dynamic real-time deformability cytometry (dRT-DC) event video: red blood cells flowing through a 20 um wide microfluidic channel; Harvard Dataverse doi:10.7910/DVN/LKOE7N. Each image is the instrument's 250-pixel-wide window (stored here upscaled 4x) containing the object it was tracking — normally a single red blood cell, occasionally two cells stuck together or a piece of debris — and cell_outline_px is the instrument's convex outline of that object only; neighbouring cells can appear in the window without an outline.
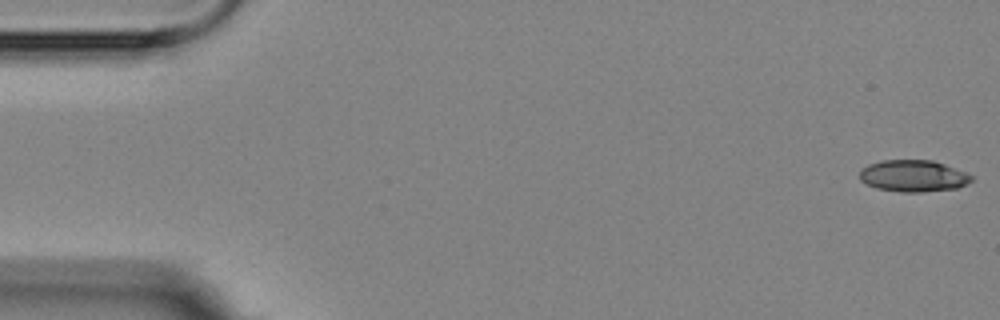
{"species": "Egyptian fruit bat (a non-hibernating species)", "species_latin": "Rousettus aegyptiacus", "temperature_condition": "room temperature", "stored_images_in_passage": 3, "camera_frame_rate_fps": 3000, "um_per_image_px": 0.085, "animal": {"sex": "female"}, "frame": {"image": 1, "passage_image": 1, "time_ms": 0.0, "image_size_px": [1000, 320], "cell_outline_px": [[972, 180], [968, 184], [956, 188], [920, 192], [900, 192], [876, 188], [860, 180], [860, 172], [868, 164], [880, 160], [932, 160], [944, 164], [964, 172], [972, 176]], "centroid_in_image_um": [77.62, 14.95], "position_along_channel_um": 7.4, "area_um2": 20.52}}